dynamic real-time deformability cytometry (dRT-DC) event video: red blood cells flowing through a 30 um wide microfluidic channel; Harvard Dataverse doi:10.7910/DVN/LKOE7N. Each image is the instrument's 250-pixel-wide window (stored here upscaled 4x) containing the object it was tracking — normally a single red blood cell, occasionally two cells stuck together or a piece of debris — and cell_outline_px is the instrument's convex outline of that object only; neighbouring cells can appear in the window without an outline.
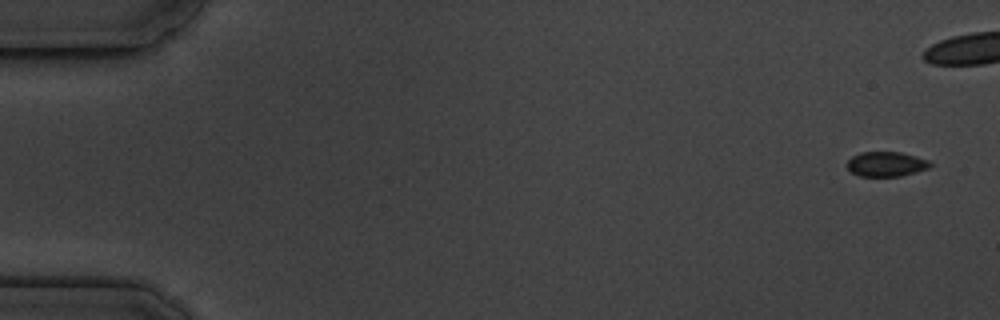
{"species": "common noctule bat (a hibernating species)", "species_latin": "Nyctalus noctula", "temperature_condition": "cold", "stored_images_in_passage": 9, "segment_of_instrument_passage": [1, 2], "camera_frame_rate_fps": 3000, "um_per_image_px": 0.085, "animal": {"sex": "male", "body_mass_g": 19.5, "forearm_length_mm": 54.6}, "frame": {"image": 1, "passage_image": 1, "time_ms": 0.0, "image_size_px": [1000, 320], "cell_outline_px": [[932, 164], [928, 168], [916, 172], [900, 176], [860, 176], [852, 172], [848, 168], [848, 160], [852, 156], [860, 152], [900, 152], [916, 156], [928, 160]], "centroid_in_image_um": [75.33, 13.94], "position_along_channel_um": 9.7, "area_um2": 11.91}}
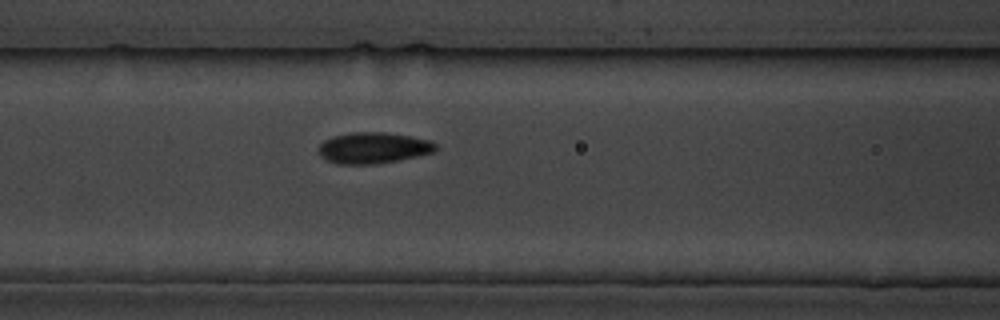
{"frame": {"image": 2, "passage_image": 8, "time_ms": 10.333, "image_size_px": [1000, 320], "cell_outline_px": [[436, 152], [400, 160], [376, 164], [336, 164], [324, 160], [316, 152], [316, 148], [324, 140], [332, 136], [352, 132], [384, 132], [408, 136], [428, 140], [436, 144]], "centroid_in_image_um": [31.66, 12.58], "position_along_channel_um": 134.9, "area_um2": 21.56}}